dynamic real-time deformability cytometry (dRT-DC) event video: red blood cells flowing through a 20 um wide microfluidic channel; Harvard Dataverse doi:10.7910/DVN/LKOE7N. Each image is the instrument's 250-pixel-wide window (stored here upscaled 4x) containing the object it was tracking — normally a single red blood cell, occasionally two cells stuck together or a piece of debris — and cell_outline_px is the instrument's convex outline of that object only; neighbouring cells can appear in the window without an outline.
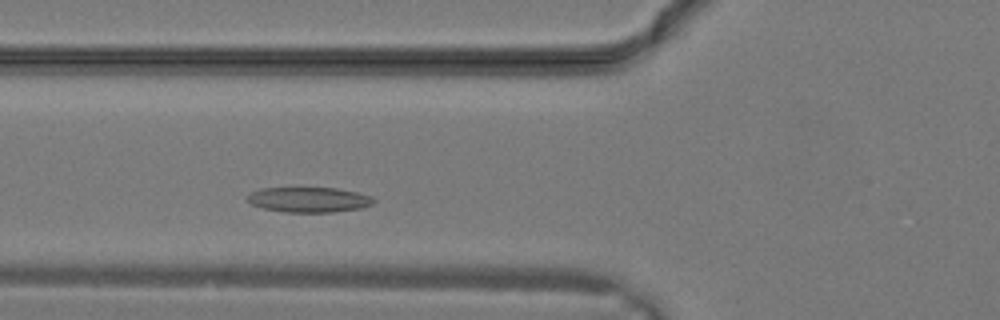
{"species": "common noctule bat (a hibernating species)", "species_latin": "Nyctalus noctula", "temperature_condition": "warm", "stored_images_in_passage": 6, "camera_frame_rate_fps": 3000, "um_per_image_px": 0.085, "animal": {"sex": "male", "body_mass_g": 19.2, "forearm_length_mm": 51.8}, "frame": {"image": 1, "passage_image": 6, "time_ms": 1.667, "image_size_px": [1000, 320], "cell_outline_px": [[376, 200], [372, 204], [360, 208], [332, 212], [284, 212], [264, 208], [252, 204], [248, 200], [248, 196], [252, 192], [260, 188], [336, 188], [356, 192], [372, 196]], "centroid_in_image_um": [26.28, 16.97], "position_along_channel_um": 99.5, "area_um2": 18.32}}